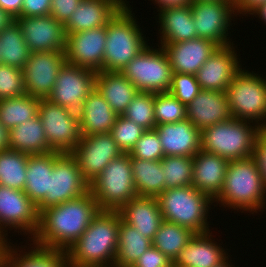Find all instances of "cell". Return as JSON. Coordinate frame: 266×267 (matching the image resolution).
Wrapping results in <instances>:
<instances>
[{
	"instance_id": "1",
	"label": "cell",
	"mask_w": 266,
	"mask_h": 267,
	"mask_svg": "<svg viewBox=\"0 0 266 267\" xmlns=\"http://www.w3.org/2000/svg\"><path fill=\"white\" fill-rule=\"evenodd\" d=\"M99 211L90 191L73 200L48 207L39 213L38 229L30 242L45 248L67 251Z\"/></svg>"
},
{
	"instance_id": "2",
	"label": "cell",
	"mask_w": 266,
	"mask_h": 267,
	"mask_svg": "<svg viewBox=\"0 0 266 267\" xmlns=\"http://www.w3.org/2000/svg\"><path fill=\"white\" fill-rule=\"evenodd\" d=\"M120 220L118 211L100 210L66 251L68 264L78 267H114Z\"/></svg>"
},
{
	"instance_id": "3",
	"label": "cell",
	"mask_w": 266,
	"mask_h": 267,
	"mask_svg": "<svg viewBox=\"0 0 266 267\" xmlns=\"http://www.w3.org/2000/svg\"><path fill=\"white\" fill-rule=\"evenodd\" d=\"M266 186L253 157L229 161L222 191L214 200L218 205L252 214L265 208Z\"/></svg>"
},
{
	"instance_id": "4",
	"label": "cell",
	"mask_w": 266,
	"mask_h": 267,
	"mask_svg": "<svg viewBox=\"0 0 266 267\" xmlns=\"http://www.w3.org/2000/svg\"><path fill=\"white\" fill-rule=\"evenodd\" d=\"M157 200L163 221L186 227L196 234L210 231L207 214L214 201L192 185L165 189Z\"/></svg>"
},
{
	"instance_id": "5",
	"label": "cell",
	"mask_w": 266,
	"mask_h": 267,
	"mask_svg": "<svg viewBox=\"0 0 266 267\" xmlns=\"http://www.w3.org/2000/svg\"><path fill=\"white\" fill-rule=\"evenodd\" d=\"M131 9L123 7L106 25L102 71L121 72L148 45Z\"/></svg>"
},
{
	"instance_id": "6",
	"label": "cell",
	"mask_w": 266,
	"mask_h": 267,
	"mask_svg": "<svg viewBox=\"0 0 266 267\" xmlns=\"http://www.w3.org/2000/svg\"><path fill=\"white\" fill-rule=\"evenodd\" d=\"M252 122L230 118L201 130V149L228 161L253 156L257 136L262 130Z\"/></svg>"
},
{
	"instance_id": "7",
	"label": "cell",
	"mask_w": 266,
	"mask_h": 267,
	"mask_svg": "<svg viewBox=\"0 0 266 267\" xmlns=\"http://www.w3.org/2000/svg\"><path fill=\"white\" fill-rule=\"evenodd\" d=\"M231 118L254 122L262 129L266 125V78L240 70L226 90Z\"/></svg>"
},
{
	"instance_id": "8",
	"label": "cell",
	"mask_w": 266,
	"mask_h": 267,
	"mask_svg": "<svg viewBox=\"0 0 266 267\" xmlns=\"http://www.w3.org/2000/svg\"><path fill=\"white\" fill-rule=\"evenodd\" d=\"M90 192L100 210L118 211L137 196L130 155L123 153L113 159L90 183Z\"/></svg>"
},
{
	"instance_id": "9",
	"label": "cell",
	"mask_w": 266,
	"mask_h": 267,
	"mask_svg": "<svg viewBox=\"0 0 266 267\" xmlns=\"http://www.w3.org/2000/svg\"><path fill=\"white\" fill-rule=\"evenodd\" d=\"M158 47L147 45L121 71L139 92L163 93L170 88L173 72L169 57Z\"/></svg>"
},
{
	"instance_id": "10",
	"label": "cell",
	"mask_w": 266,
	"mask_h": 267,
	"mask_svg": "<svg viewBox=\"0 0 266 267\" xmlns=\"http://www.w3.org/2000/svg\"><path fill=\"white\" fill-rule=\"evenodd\" d=\"M38 116L50 148L59 153H71L82 137L78 113L41 98Z\"/></svg>"
},
{
	"instance_id": "11",
	"label": "cell",
	"mask_w": 266,
	"mask_h": 267,
	"mask_svg": "<svg viewBox=\"0 0 266 267\" xmlns=\"http://www.w3.org/2000/svg\"><path fill=\"white\" fill-rule=\"evenodd\" d=\"M90 191V184L83 178L76 159L71 153L54 151V166L50 177L49 192L37 206V211L73 200Z\"/></svg>"
},
{
	"instance_id": "12",
	"label": "cell",
	"mask_w": 266,
	"mask_h": 267,
	"mask_svg": "<svg viewBox=\"0 0 266 267\" xmlns=\"http://www.w3.org/2000/svg\"><path fill=\"white\" fill-rule=\"evenodd\" d=\"M190 5L197 37L210 40L219 47L233 44L227 36L232 26L231 18L234 20L238 15L234 1H197Z\"/></svg>"
},
{
	"instance_id": "13",
	"label": "cell",
	"mask_w": 266,
	"mask_h": 267,
	"mask_svg": "<svg viewBox=\"0 0 266 267\" xmlns=\"http://www.w3.org/2000/svg\"><path fill=\"white\" fill-rule=\"evenodd\" d=\"M96 76L94 70L65 63L59 70L53 91L47 99L78 112L84 100L96 88Z\"/></svg>"
},
{
	"instance_id": "14",
	"label": "cell",
	"mask_w": 266,
	"mask_h": 267,
	"mask_svg": "<svg viewBox=\"0 0 266 267\" xmlns=\"http://www.w3.org/2000/svg\"><path fill=\"white\" fill-rule=\"evenodd\" d=\"M39 225L37 206L23 190L0 185V232L8 238V230H18L28 234L30 239L35 235ZM20 230V232H19ZM30 234V235H29Z\"/></svg>"
},
{
	"instance_id": "15",
	"label": "cell",
	"mask_w": 266,
	"mask_h": 267,
	"mask_svg": "<svg viewBox=\"0 0 266 267\" xmlns=\"http://www.w3.org/2000/svg\"><path fill=\"white\" fill-rule=\"evenodd\" d=\"M122 150L110 133L82 136L71 152L83 178L90 184Z\"/></svg>"
},
{
	"instance_id": "16",
	"label": "cell",
	"mask_w": 266,
	"mask_h": 267,
	"mask_svg": "<svg viewBox=\"0 0 266 267\" xmlns=\"http://www.w3.org/2000/svg\"><path fill=\"white\" fill-rule=\"evenodd\" d=\"M66 63L65 52H31L24 68V86L29 96L47 98L53 91L59 70Z\"/></svg>"
},
{
	"instance_id": "17",
	"label": "cell",
	"mask_w": 266,
	"mask_h": 267,
	"mask_svg": "<svg viewBox=\"0 0 266 267\" xmlns=\"http://www.w3.org/2000/svg\"><path fill=\"white\" fill-rule=\"evenodd\" d=\"M66 35V63L95 72L102 71L106 26Z\"/></svg>"
},
{
	"instance_id": "18",
	"label": "cell",
	"mask_w": 266,
	"mask_h": 267,
	"mask_svg": "<svg viewBox=\"0 0 266 267\" xmlns=\"http://www.w3.org/2000/svg\"><path fill=\"white\" fill-rule=\"evenodd\" d=\"M25 43L31 52L66 51L64 24L51 15L38 17H16Z\"/></svg>"
},
{
	"instance_id": "19",
	"label": "cell",
	"mask_w": 266,
	"mask_h": 267,
	"mask_svg": "<svg viewBox=\"0 0 266 267\" xmlns=\"http://www.w3.org/2000/svg\"><path fill=\"white\" fill-rule=\"evenodd\" d=\"M237 56L233 44L218 47L195 74L201 90L226 92L233 77L242 69Z\"/></svg>"
},
{
	"instance_id": "20",
	"label": "cell",
	"mask_w": 266,
	"mask_h": 267,
	"mask_svg": "<svg viewBox=\"0 0 266 267\" xmlns=\"http://www.w3.org/2000/svg\"><path fill=\"white\" fill-rule=\"evenodd\" d=\"M157 132L164 156L194 157L201 150V131L189 120L159 124Z\"/></svg>"
},
{
	"instance_id": "21",
	"label": "cell",
	"mask_w": 266,
	"mask_h": 267,
	"mask_svg": "<svg viewBox=\"0 0 266 267\" xmlns=\"http://www.w3.org/2000/svg\"><path fill=\"white\" fill-rule=\"evenodd\" d=\"M160 46L165 49L169 57L173 73L193 75L219 47L212 41L199 37L178 43L160 44Z\"/></svg>"
},
{
	"instance_id": "22",
	"label": "cell",
	"mask_w": 266,
	"mask_h": 267,
	"mask_svg": "<svg viewBox=\"0 0 266 267\" xmlns=\"http://www.w3.org/2000/svg\"><path fill=\"white\" fill-rule=\"evenodd\" d=\"M186 118L200 131L231 118L226 92L201 90L186 106Z\"/></svg>"
},
{
	"instance_id": "23",
	"label": "cell",
	"mask_w": 266,
	"mask_h": 267,
	"mask_svg": "<svg viewBox=\"0 0 266 267\" xmlns=\"http://www.w3.org/2000/svg\"><path fill=\"white\" fill-rule=\"evenodd\" d=\"M228 164L222 156L201 149L193 157L192 186L214 201L222 191Z\"/></svg>"
},
{
	"instance_id": "24",
	"label": "cell",
	"mask_w": 266,
	"mask_h": 267,
	"mask_svg": "<svg viewBox=\"0 0 266 267\" xmlns=\"http://www.w3.org/2000/svg\"><path fill=\"white\" fill-rule=\"evenodd\" d=\"M117 0H82L64 23L66 34L106 26L123 8Z\"/></svg>"
},
{
	"instance_id": "25",
	"label": "cell",
	"mask_w": 266,
	"mask_h": 267,
	"mask_svg": "<svg viewBox=\"0 0 266 267\" xmlns=\"http://www.w3.org/2000/svg\"><path fill=\"white\" fill-rule=\"evenodd\" d=\"M211 234H195L175 258L173 267H215L229 257L222 246L213 242Z\"/></svg>"
},
{
	"instance_id": "26",
	"label": "cell",
	"mask_w": 266,
	"mask_h": 267,
	"mask_svg": "<svg viewBox=\"0 0 266 267\" xmlns=\"http://www.w3.org/2000/svg\"><path fill=\"white\" fill-rule=\"evenodd\" d=\"M118 213L123 222L136 228L151 241L163 222L156 197L136 196L125 203Z\"/></svg>"
},
{
	"instance_id": "27",
	"label": "cell",
	"mask_w": 266,
	"mask_h": 267,
	"mask_svg": "<svg viewBox=\"0 0 266 267\" xmlns=\"http://www.w3.org/2000/svg\"><path fill=\"white\" fill-rule=\"evenodd\" d=\"M82 136L110 133L117 114L95 88L77 112Z\"/></svg>"
},
{
	"instance_id": "28",
	"label": "cell",
	"mask_w": 266,
	"mask_h": 267,
	"mask_svg": "<svg viewBox=\"0 0 266 267\" xmlns=\"http://www.w3.org/2000/svg\"><path fill=\"white\" fill-rule=\"evenodd\" d=\"M9 241L3 249L2 258L5 267H67L66 251L56 250L32 244L28 252L16 249ZM13 247V248H12ZM20 253H18V251ZM24 251V252H23ZM22 252V253H21Z\"/></svg>"
},
{
	"instance_id": "29",
	"label": "cell",
	"mask_w": 266,
	"mask_h": 267,
	"mask_svg": "<svg viewBox=\"0 0 266 267\" xmlns=\"http://www.w3.org/2000/svg\"><path fill=\"white\" fill-rule=\"evenodd\" d=\"M96 89L105 98L113 111L123 115L139 90L119 71H99Z\"/></svg>"
},
{
	"instance_id": "30",
	"label": "cell",
	"mask_w": 266,
	"mask_h": 267,
	"mask_svg": "<svg viewBox=\"0 0 266 267\" xmlns=\"http://www.w3.org/2000/svg\"><path fill=\"white\" fill-rule=\"evenodd\" d=\"M159 15L160 44L178 43L197 38L191 5L157 11Z\"/></svg>"
},
{
	"instance_id": "31",
	"label": "cell",
	"mask_w": 266,
	"mask_h": 267,
	"mask_svg": "<svg viewBox=\"0 0 266 267\" xmlns=\"http://www.w3.org/2000/svg\"><path fill=\"white\" fill-rule=\"evenodd\" d=\"M8 149L29 155L52 152L38 114L8 130Z\"/></svg>"
},
{
	"instance_id": "32",
	"label": "cell",
	"mask_w": 266,
	"mask_h": 267,
	"mask_svg": "<svg viewBox=\"0 0 266 267\" xmlns=\"http://www.w3.org/2000/svg\"><path fill=\"white\" fill-rule=\"evenodd\" d=\"M54 166V151L29 155L24 193L38 206L49 192Z\"/></svg>"
},
{
	"instance_id": "33",
	"label": "cell",
	"mask_w": 266,
	"mask_h": 267,
	"mask_svg": "<svg viewBox=\"0 0 266 267\" xmlns=\"http://www.w3.org/2000/svg\"><path fill=\"white\" fill-rule=\"evenodd\" d=\"M137 196L158 197L165 190L161 160H142L130 157Z\"/></svg>"
},
{
	"instance_id": "34",
	"label": "cell",
	"mask_w": 266,
	"mask_h": 267,
	"mask_svg": "<svg viewBox=\"0 0 266 267\" xmlns=\"http://www.w3.org/2000/svg\"><path fill=\"white\" fill-rule=\"evenodd\" d=\"M152 246V241L133 226L120 220L117 255L114 267H132L138 258Z\"/></svg>"
},
{
	"instance_id": "35",
	"label": "cell",
	"mask_w": 266,
	"mask_h": 267,
	"mask_svg": "<svg viewBox=\"0 0 266 267\" xmlns=\"http://www.w3.org/2000/svg\"><path fill=\"white\" fill-rule=\"evenodd\" d=\"M31 50L25 43L20 26L14 21L0 31V63L23 70Z\"/></svg>"
},
{
	"instance_id": "36",
	"label": "cell",
	"mask_w": 266,
	"mask_h": 267,
	"mask_svg": "<svg viewBox=\"0 0 266 267\" xmlns=\"http://www.w3.org/2000/svg\"><path fill=\"white\" fill-rule=\"evenodd\" d=\"M40 98L27 93L0 100V123L10 130L38 114Z\"/></svg>"
},
{
	"instance_id": "37",
	"label": "cell",
	"mask_w": 266,
	"mask_h": 267,
	"mask_svg": "<svg viewBox=\"0 0 266 267\" xmlns=\"http://www.w3.org/2000/svg\"><path fill=\"white\" fill-rule=\"evenodd\" d=\"M195 234L186 227L163 221L152 239V246L174 261Z\"/></svg>"
},
{
	"instance_id": "38",
	"label": "cell",
	"mask_w": 266,
	"mask_h": 267,
	"mask_svg": "<svg viewBox=\"0 0 266 267\" xmlns=\"http://www.w3.org/2000/svg\"><path fill=\"white\" fill-rule=\"evenodd\" d=\"M29 154L5 149L0 151V185L24 190Z\"/></svg>"
},
{
	"instance_id": "39",
	"label": "cell",
	"mask_w": 266,
	"mask_h": 267,
	"mask_svg": "<svg viewBox=\"0 0 266 267\" xmlns=\"http://www.w3.org/2000/svg\"><path fill=\"white\" fill-rule=\"evenodd\" d=\"M161 166L165 189L192 185L193 157L164 156Z\"/></svg>"
},
{
	"instance_id": "40",
	"label": "cell",
	"mask_w": 266,
	"mask_h": 267,
	"mask_svg": "<svg viewBox=\"0 0 266 267\" xmlns=\"http://www.w3.org/2000/svg\"><path fill=\"white\" fill-rule=\"evenodd\" d=\"M154 100L155 93L138 92L122 116L145 130H153L156 127Z\"/></svg>"
},
{
	"instance_id": "41",
	"label": "cell",
	"mask_w": 266,
	"mask_h": 267,
	"mask_svg": "<svg viewBox=\"0 0 266 267\" xmlns=\"http://www.w3.org/2000/svg\"><path fill=\"white\" fill-rule=\"evenodd\" d=\"M156 125L175 123L186 119V106L169 92L155 93Z\"/></svg>"
},
{
	"instance_id": "42",
	"label": "cell",
	"mask_w": 266,
	"mask_h": 267,
	"mask_svg": "<svg viewBox=\"0 0 266 267\" xmlns=\"http://www.w3.org/2000/svg\"><path fill=\"white\" fill-rule=\"evenodd\" d=\"M146 130L122 115L116 117L110 131L123 153H129Z\"/></svg>"
},
{
	"instance_id": "43",
	"label": "cell",
	"mask_w": 266,
	"mask_h": 267,
	"mask_svg": "<svg viewBox=\"0 0 266 267\" xmlns=\"http://www.w3.org/2000/svg\"><path fill=\"white\" fill-rule=\"evenodd\" d=\"M26 94L23 70L0 63V100Z\"/></svg>"
},
{
	"instance_id": "44",
	"label": "cell",
	"mask_w": 266,
	"mask_h": 267,
	"mask_svg": "<svg viewBox=\"0 0 266 267\" xmlns=\"http://www.w3.org/2000/svg\"><path fill=\"white\" fill-rule=\"evenodd\" d=\"M128 154L142 160H162L164 152L157 132L146 130Z\"/></svg>"
},
{
	"instance_id": "45",
	"label": "cell",
	"mask_w": 266,
	"mask_h": 267,
	"mask_svg": "<svg viewBox=\"0 0 266 267\" xmlns=\"http://www.w3.org/2000/svg\"><path fill=\"white\" fill-rule=\"evenodd\" d=\"M201 91L196 76L186 73H173L168 90L175 98L187 106Z\"/></svg>"
},
{
	"instance_id": "46",
	"label": "cell",
	"mask_w": 266,
	"mask_h": 267,
	"mask_svg": "<svg viewBox=\"0 0 266 267\" xmlns=\"http://www.w3.org/2000/svg\"><path fill=\"white\" fill-rule=\"evenodd\" d=\"M132 267H173V261L160 250L151 246L138 258Z\"/></svg>"
},
{
	"instance_id": "47",
	"label": "cell",
	"mask_w": 266,
	"mask_h": 267,
	"mask_svg": "<svg viewBox=\"0 0 266 267\" xmlns=\"http://www.w3.org/2000/svg\"><path fill=\"white\" fill-rule=\"evenodd\" d=\"M82 0H52L50 15L61 23H65Z\"/></svg>"
},
{
	"instance_id": "48",
	"label": "cell",
	"mask_w": 266,
	"mask_h": 267,
	"mask_svg": "<svg viewBox=\"0 0 266 267\" xmlns=\"http://www.w3.org/2000/svg\"><path fill=\"white\" fill-rule=\"evenodd\" d=\"M52 0H23L22 9L17 17H38L50 15Z\"/></svg>"
},
{
	"instance_id": "49",
	"label": "cell",
	"mask_w": 266,
	"mask_h": 267,
	"mask_svg": "<svg viewBox=\"0 0 266 267\" xmlns=\"http://www.w3.org/2000/svg\"><path fill=\"white\" fill-rule=\"evenodd\" d=\"M252 157L257 163L261 179L266 186V129L259 132Z\"/></svg>"
},
{
	"instance_id": "50",
	"label": "cell",
	"mask_w": 266,
	"mask_h": 267,
	"mask_svg": "<svg viewBox=\"0 0 266 267\" xmlns=\"http://www.w3.org/2000/svg\"><path fill=\"white\" fill-rule=\"evenodd\" d=\"M266 0H234L236 13L249 16L260 5L265 4Z\"/></svg>"
},
{
	"instance_id": "51",
	"label": "cell",
	"mask_w": 266,
	"mask_h": 267,
	"mask_svg": "<svg viewBox=\"0 0 266 267\" xmlns=\"http://www.w3.org/2000/svg\"><path fill=\"white\" fill-rule=\"evenodd\" d=\"M22 4L23 0H0V7L15 18L20 14Z\"/></svg>"
},
{
	"instance_id": "52",
	"label": "cell",
	"mask_w": 266,
	"mask_h": 267,
	"mask_svg": "<svg viewBox=\"0 0 266 267\" xmlns=\"http://www.w3.org/2000/svg\"><path fill=\"white\" fill-rule=\"evenodd\" d=\"M154 1L159 8L158 11H162L168 8L174 7H183L186 5H190L192 3L191 0H152Z\"/></svg>"
},
{
	"instance_id": "53",
	"label": "cell",
	"mask_w": 266,
	"mask_h": 267,
	"mask_svg": "<svg viewBox=\"0 0 266 267\" xmlns=\"http://www.w3.org/2000/svg\"><path fill=\"white\" fill-rule=\"evenodd\" d=\"M14 21L15 17L0 7V31L10 26Z\"/></svg>"
},
{
	"instance_id": "54",
	"label": "cell",
	"mask_w": 266,
	"mask_h": 267,
	"mask_svg": "<svg viewBox=\"0 0 266 267\" xmlns=\"http://www.w3.org/2000/svg\"><path fill=\"white\" fill-rule=\"evenodd\" d=\"M8 149V130L0 123V151Z\"/></svg>"
},
{
	"instance_id": "55",
	"label": "cell",
	"mask_w": 266,
	"mask_h": 267,
	"mask_svg": "<svg viewBox=\"0 0 266 267\" xmlns=\"http://www.w3.org/2000/svg\"><path fill=\"white\" fill-rule=\"evenodd\" d=\"M256 14L259 16V18L261 20L264 21V23H266V3L265 4H262L260 5L257 9H255L251 15H254L256 16Z\"/></svg>"
},
{
	"instance_id": "56",
	"label": "cell",
	"mask_w": 266,
	"mask_h": 267,
	"mask_svg": "<svg viewBox=\"0 0 266 267\" xmlns=\"http://www.w3.org/2000/svg\"><path fill=\"white\" fill-rule=\"evenodd\" d=\"M232 260H229V258L227 257L222 263H220L219 265L215 266V267H235L234 265H232L230 262Z\"/></svg>"
},
{
	"instance_id": "57",
	"label": "cell",
	"mask_w": 266,
	"mask_h": 267,
	"mask_svg": "<svg viewBox=\"0 0 266 267\" xmlns=\"http://www.w3.org/2000/svg\"><path fill=\"white\" fill-rule=\"evenodd\" d=\"M8 239L0 232V243H8Z\"/></svg>"
},
{
	"instance_id": "58",
	"label": "cell",
	"mask_w": 266,
	"mask_h": 267,
	"mask_svg": "<svg viewBox=\"0 0 266 267\" xmlns=\"http://www.w3.org/2000/svg\"><path fill=\"white\" fill-rule=\"evenodd\" d=\"M121 5H123L124 7H129V2L127 0H117ZM128 3V4H127Z\"/></svg>"
},
{
	"instance_id": "59",
	"label": "cell",
	"mask_w": 266,
	"mask_h": 267,
	"mask_svg": "<svg viewBox=\"0 0 266 267\" xmlns=\"http://www.w3.org/2000/svg\"><path fill=\"white\" fill-rule=\"evenodd\" d=\"M192 2H197V1H234V0H191Z\"/></svg>"
},
{
	"instance_id": "60",
	"label": "cell",
	"mask_w": 266,
	"mask_h": 267,
	"mask_svg": "<svg viewBox=\"0 0 266 267\" xmlns=\"http://www.w3.org/2000/svg\"><path fill=\"white\" fill-rule=\"evenodd\" d=\"M67 267H78V266H74V265H70V264H68Z\"/></svg>"
}]
</instances>
